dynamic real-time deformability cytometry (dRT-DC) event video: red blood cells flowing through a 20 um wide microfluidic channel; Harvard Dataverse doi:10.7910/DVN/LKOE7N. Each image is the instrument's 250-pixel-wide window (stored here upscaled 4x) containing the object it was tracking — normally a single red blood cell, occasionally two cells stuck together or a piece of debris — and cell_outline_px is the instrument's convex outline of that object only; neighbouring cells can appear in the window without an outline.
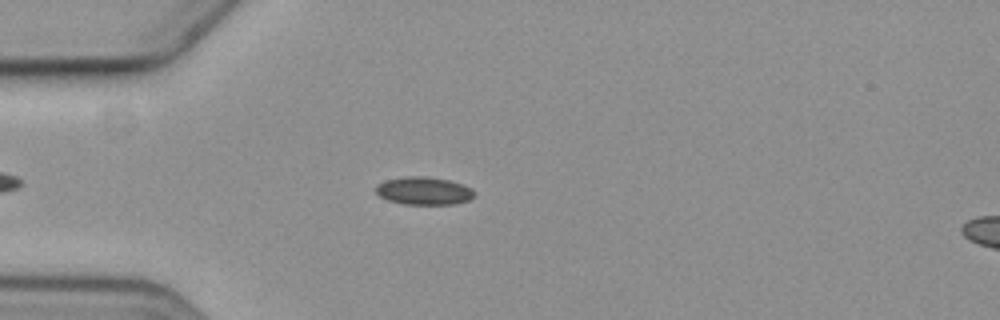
{"species": "common noctule bat (a hibernating species)", "species_latin": "Nyctalus noctula", "temperature_condition": "cold", "stored_images_in_passage": 51, "camera_frame_rate_fps": 3000, "um_per_image_px": 0.085, "animal": {"sex": "female", "body_mass_g": 19.3, "forearm_length_mm": 54.1}, "frame": {"image": 1, "passage_image": 9, "time_ms": 2.667, "image_size_px": [1000, 320], "cell_outline_px": [[476, 192], [468, 200], [456, 204], [404, 204], [388, 200], [380, 196], [376, 192], [376, 184], [384, 180], [404, 176], [424, 176], [448, 180], [472, 188]], "centroid_in_image_um": [36.0, 16.21], "position_along_channel_um": 49.0, "area_um2": 15.95}}
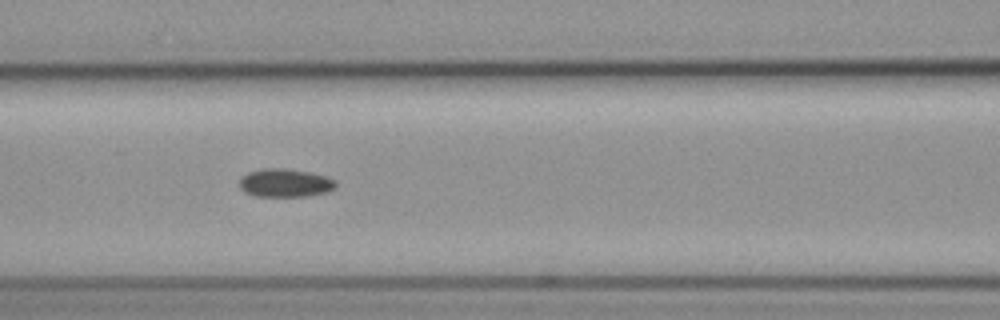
{"frame": {"image": 2, "passage_image": 18, "time_ms": 5.667, "image_size_px": [1000, 320], "cell_outline_px": [[336, 188], [328, 192], [308, 196], [256, 196], [244, 192], [240, 188], [240, 180], [248, 172], [264, 168], [284, 168], [308, 172], [324, 176], [336, 180]], "centroid_in_image_um": [24.25, 15.55], "position_along_channel_um": 142.3, "area_um2": 15.84}}
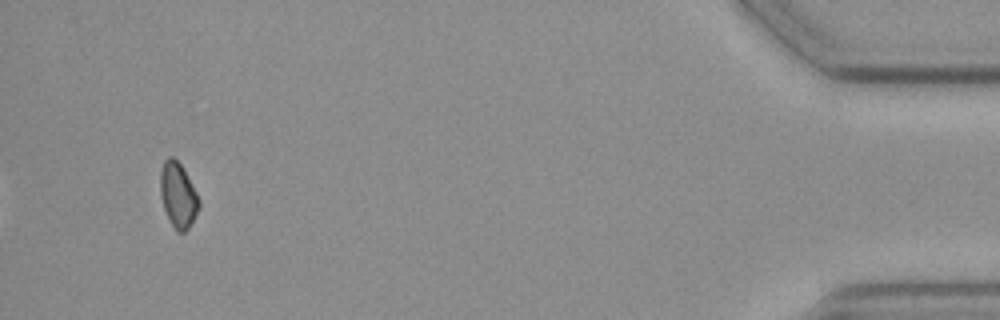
{"frame": {"image": 3, "passage_image": 48, "time_ms": 15.667, "image_size_px": [1000, 320], "cell_outline_px": [[200, 208], [188, 228], [184, 232], [176, 232], [164, 208], [160, 196], [160, 172], [164, 160], [168, 156], [172, 156], [180, 164], [196, 192], [200, 200]], "centroid_in_image_um": [15.13, 16.58], "position_along_channel_um": 420.1, "area_um2": 14.51}}